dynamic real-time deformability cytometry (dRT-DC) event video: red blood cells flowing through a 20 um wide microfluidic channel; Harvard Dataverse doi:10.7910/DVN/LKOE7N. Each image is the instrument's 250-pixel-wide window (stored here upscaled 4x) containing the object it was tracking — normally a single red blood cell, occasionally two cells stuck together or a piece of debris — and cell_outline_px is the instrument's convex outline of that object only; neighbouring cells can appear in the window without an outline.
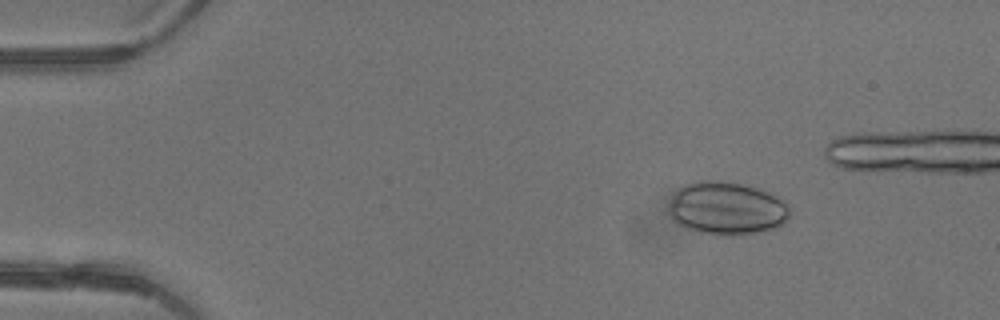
{"species": "common noctule bat (a hibernating species)", "species_latin": "Nyctalus noctula", "temperature_condition": "warm", "stored_images_in_passage": 4, "camera_frame_rate_fps": 3000, "um_per_image_px": 0.085, "animal": {"sex": "female"}, "frame": {"image": 1, "passage_image": 1, "time_ms": 0.0, "image_size_px": [1000, 320], "cell_outline_px": [[792, 212], [788, 220], [784, 224], [776, 228], [756, 232], [716, 236], [700, 232], [676, 224], [672, 220], [668, 208], [668, 204], [676, 188], [684, 184], [696, 180], [716, 180], [744, 184], [772, 192], [780, 196], [788, 204]], "centroid_in_image_um": [61.79, 17.68], "position_along_channel_um": 23.2, "area_um2": 38.26}}